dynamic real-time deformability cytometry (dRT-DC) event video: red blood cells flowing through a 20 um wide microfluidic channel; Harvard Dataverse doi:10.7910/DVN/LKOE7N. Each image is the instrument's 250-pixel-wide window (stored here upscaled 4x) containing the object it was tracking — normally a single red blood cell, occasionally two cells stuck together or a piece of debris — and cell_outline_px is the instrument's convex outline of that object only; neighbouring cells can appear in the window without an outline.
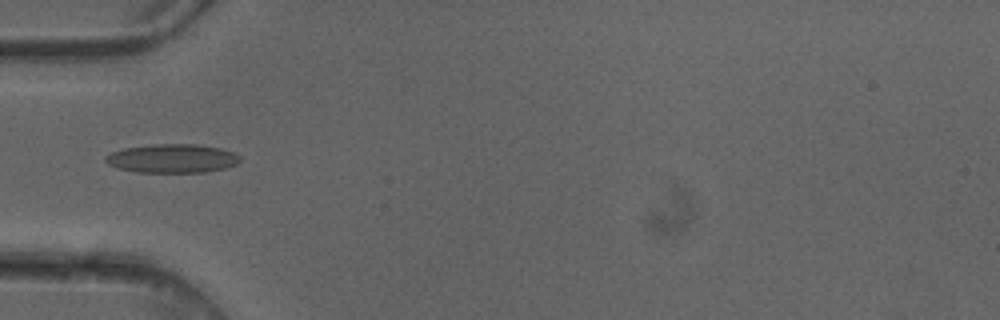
{"species": "common noctule bat (a hibernating species)", "species_latin": "Nyctalus noctula", "temperature_condition": "cold", "stored_images_in_passage": 5, "camera_frame_rate_fps": 3000, "um_per_image_px": 0.085, "animal": {"sex": "female"}, "frame": {"image": 1, "passage_image": 4, "time_ms": 1.0, "image_size_px": [1000, 320], "cell_outline_px": [[240, 160], [236, 164], [228, 168], [204, 172], [136, 172], [116, 168], [108, 164], [104, 160], [104, 156], [112, 152], [124, 148], [152, 144], [196, 144], [220, 148], [232, 152], [240, 156]], "centroid_in_image_um": [14.62, 13.47], "position_along_channel_um": 70.4, "area_um2": 22.66}}
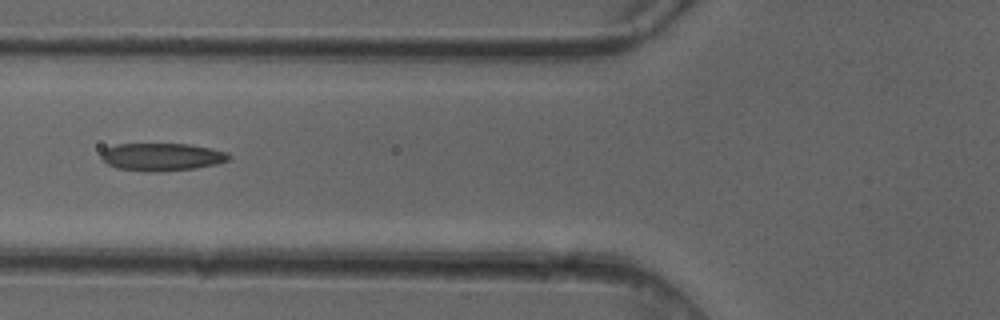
{"frame": {"image": 2, "passage_image": 5, "time_ms": 1.333, "image_size_px": [1000, 320], "cell_outline_px": [[232, 156], [228, 160], [216, 164], [196, 168], [156, 172], [148, 172], [116, 168], [108, 164], [100, 156], [100, 152], [104, 148], [116, 144], [192, 144], [212, 148], [228, 152]], "centroid_in_image_um": [13.76, 13.33], "position_along_channel_um": 112.0, "area_um2": 20.87}}